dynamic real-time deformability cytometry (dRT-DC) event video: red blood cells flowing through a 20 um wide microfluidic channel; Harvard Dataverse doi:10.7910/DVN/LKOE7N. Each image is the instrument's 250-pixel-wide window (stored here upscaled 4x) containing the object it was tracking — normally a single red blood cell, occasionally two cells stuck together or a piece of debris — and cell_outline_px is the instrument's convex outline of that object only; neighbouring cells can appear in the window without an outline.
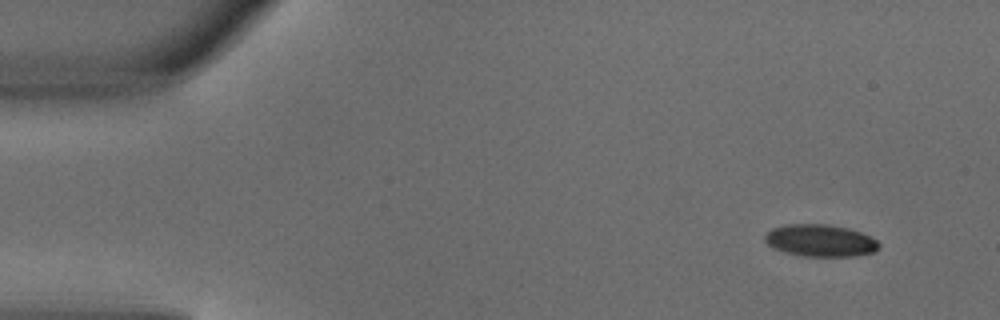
{"species": "common noctule bat (a hibernating species)", "species_latin": "Nyctalus noctula", "temperature_condition": "warm", "stored_images_in_passage": 6, "camera_frame_rate_fps": 3000, "um_per_image_px": 0.085, "animal": {"sex": "male", "body_mass_g": 18.8}, "frame": {"image": 1, "passage_image": 1, "time_ms": 0.0, "image_size_px": [1000, 320], "cell_outline_px": [[880, 248], [876, 252], [856, 256], [804, 256], [772, 248], [764, 240], [764, 236], [772, 228], [788, 224], [828, 224], [848, 228], [860, 232], [876, 240], [880, 244]], "centroid_in_image_um": [69.75, 20.45], "position_along_channel_um": 15.3, "area_um2": 21.33}}
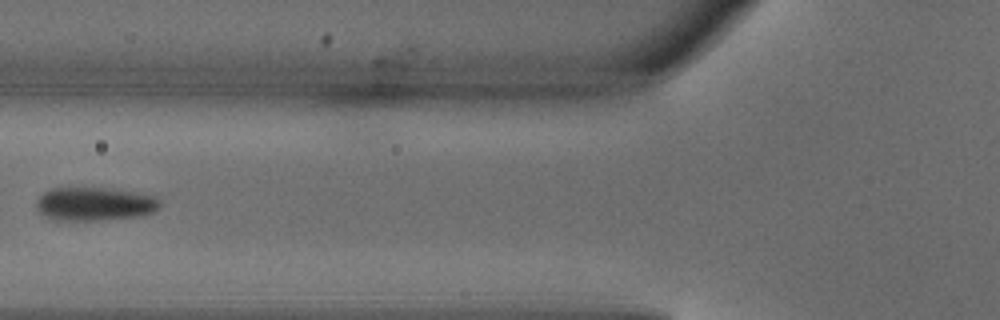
{"frame": {"image": 2, "passage_image": 5, "time_ms": 1.333, "image_size_px": [1000, 320], "cell_outline_px": [[160, 208], [152, 212], [140, 216], [104, 220], [56, 220], [44, 216], [40, 212], [36, 204], [36, 200], [48, 188], [68, 184], [112, 188], [156, 196], [160, 200]], "centroid_in_image_um": [8.0, 17.28], "position_along_channel_um": 117.8, "area_um2": 25.2}}
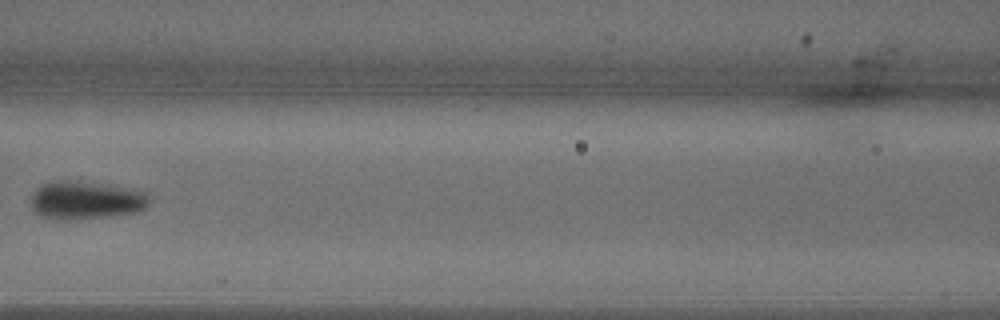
{"frame": {"image": 3, "passage_image": 6, "time_ms": 1.667, "image_size_px": [1000, 320], "cell_outline_px": [[148, 204], [144, 208], [136, 212], [112, 216], [80, 220], [52, 220], [40, 216], [32, 208], [32, 196], [36, 188], [44, 184], [56, 180], [68, 180], [108, 184], [148, 192]], "centroid_in_image_um": [7.28, 17.03], "position_along_channel_um": 159.3, "area_um2": 26.65}}